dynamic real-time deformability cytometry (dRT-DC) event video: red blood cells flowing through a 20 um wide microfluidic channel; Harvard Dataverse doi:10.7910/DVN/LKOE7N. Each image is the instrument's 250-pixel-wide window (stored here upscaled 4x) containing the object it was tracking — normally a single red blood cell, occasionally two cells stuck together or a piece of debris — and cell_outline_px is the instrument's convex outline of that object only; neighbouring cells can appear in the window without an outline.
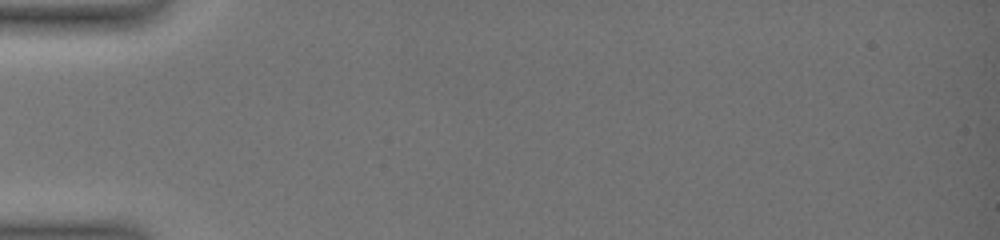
{"species": "common noctule bat (a hibernating species)", "species_latin": "Nyctalus noctula", "temperature_condition": "warm", "stored_images_in_passage": 1, "camera_frame_rate_fps": 3000, "um_per_image_px": 0.085, "animal": {"sex": "female", "body_mass_g": 19.0, "forearm_length_mm": 51.5}, "frame": {"image": 1, "passage_image": 1, "time_ms": 0.0, "image_size_px": [1000, 240], "cell_outline_px": [[712, 172], [708, 176], [692, 184], [656, 200], [648, 200], [648, 176], [652, 168], [660, 164], [692, 160]], "centroid_in_image_um": [57.28, 15.11], "position_along_channel_um": 27.7, "area_um2": 11.33}}